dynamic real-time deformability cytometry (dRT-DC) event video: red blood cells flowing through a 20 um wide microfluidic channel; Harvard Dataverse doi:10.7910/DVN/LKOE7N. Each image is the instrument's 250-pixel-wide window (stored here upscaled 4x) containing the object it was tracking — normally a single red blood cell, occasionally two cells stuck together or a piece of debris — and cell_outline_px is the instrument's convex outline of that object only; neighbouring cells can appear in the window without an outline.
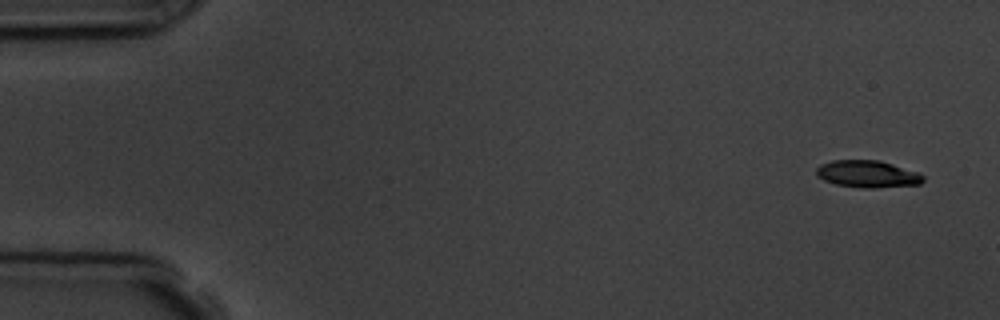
{"species": "common noctule bat (a hibernating species)", "species_latin": "Nyctalus noctula", "temperature_condition": "room temperature", "stored_images_in_passage": 3, "camera_frame_rate_fps": 3000, "um_per_image_px": 0.085, "animal": {"sex": "male", "body_mass_g": 19.5, "forearm_length_mm": 54.6}, "frame": {"image": 1, "passage_image": 1, "time_ms": 0.0, "image_size_px": [1000, 320], "cell_outline_px": [[924, 180], [920, 184], [876, 188], [860, 188], [836, 184], [824, 180], [816, 176], [816, 168], [820, 164], [832, 160], [880, 160], [920, 172], [924, 176]], "centroid_in_image_um": [73.75, 14.79], "position_along_channel_um": 11.2, "area_um2": 17.11}}